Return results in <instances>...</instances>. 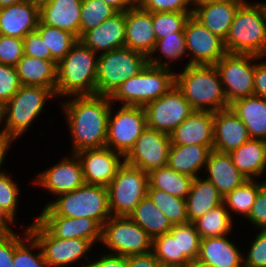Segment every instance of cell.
Instances as JSON below:
<instances>
[{"label":"cell","mask_w":266,"mask_h":267,"mask_svg":"<svg viewBox=\"0 0 266 267\" xmlns=\"http://www.w3.org/2000/svg\"><path fill=\"white\" fill-rule=\"evenodd\" d=\"M69 99V100H68ZM61 102V111L72 139V153L106 147L110 96H69Z\"/></svg>","instance_id":"cell-1"},{"label":"cell","mask_w":266,"mask_h":267,"mask_svg":"<svg viewBox=\"0 0 266 267\" xmlns=\"http://www.w3.org/2000/svg\"><path fill=\"white\" fill-rule=\"evenodd\" d=\"M177 72L175 86L194 111L214 113L229 107L215 65H185L181 72Z\"/></svg>","instance_id":"cell-2"},{"label":"cell","mask_w":266,"mask_h":267,"mask_svg":"<svg viewBox=\"0 0 266 267\" xmlns=\"http://www.w3.org/2000/svg\"><path fill=\"white\" fill-rule=\"evenodd\" d=\"M224 44L227 53L266 57V2L246 0L238 8Z\"/></svg>","instance_id":"cell-3"},{"label":"cell","mask_w":266,"mask_h":267,"mask_svg":"<svg viewBox=\"0 0 266 267\" xmlns=\"http://www.w3.org/2000/svg\"><path fill=\"white\" fill-rule=\"evenodd\" d=\"M98 56L78 40L57 64L56 97L96 95Z\"/></svg>","instance_id":"cell-4"},{"label":"cell","mask_w":266,"mask_h":267,"mask_svg":"<svg viewBox=\"0 0 266 267\" xmlns=\"http://www.w3.org/2000/svg\"><path fill=\"white\" fill-rule=\"evenodd\" d=\"M46 203L38 216L86 217L101 226L111 217L106 186L84 184Z\"/></svg>","instance_id":"cell-5"},{"label":"cell","mask_w":266,"mask_h":267,"mask_svg":"<svg viewBox=\"0 0 266 267\" xmlns=\"http://www.w3.org/2000/svg\"><path fill=\"white\" fill-rule=\"evenodd\" d=\"M57 99L50 89L41 86L22 85L17 93L5 104L4 125L0 138L13 140L21 138L40 116L48 100ZM31 125V126H30Z\"/></svg>","instance_id":"cell-6"},{"label":"cell","mask_w":266,"mask_h":267,"mask_svg":"<svg viewBox=\"0 0 266 267\" xmlns=\"http://www.w3.org/2000/svg\"><path fill=\"white\" fill-rule=\"evenodd\" d=\"M175 72L174 68L147 64L141 72L120 85L110 96L111 102L114 105L119 102L122 106L144 107L175 86Z\"/></svg>","instance_id":"cell-7"},{"label":"cell","mask_w":266,"mask_h":267,"mask_svg":"<svg viewBox=\"0 0 266 267\" xmlns=\"http://www.w3.org/2000/svg\"><path fill=\"white\" fill-rule=\"evenodd\" d=\"M148 64L146 55L121 48L98 56L96 95L111 96L120 85Z\"/></svg>","instance_id":"cell-8"},{"label":"cell","mask_w":266,"mask_h":267,"mask_svg":"<svg viewBox=\"0 0 266 267\" xmlns=\"http://www.w3.org/2000/svg\"><path fill=\"white\" fill-rule=\"evenodd\" d=\"M153 238L129 216H111L102 225L101 244L109 254L141 255L152 252Z\"/></svg>","instance_id":"cell-9"},{"label":"cell","mask_w":266,"mask_h":267,"mask_svg":"<svg viewBox=\"0 0 266 267\" xmlns=\"http://www.w3.org/2000/svg\"><path fill=\"white\" fill-rule=\"evenodd\" d=\"M28 225L29 232L39 242L45 261L49 267H68L71 264L81 265V260L89 261L88 253L95 247L87 239H60L55 237L36 217ZM84 257V258H83Z\"/></svg>","instance_id":"cell-10"},{"label":"cell","mask_w":266,"mask_h":267,"mask_svg":"<svg viewBox=\"0 0 266 267\" xmlns=\"http://www.w3.org/2000/svg\"><path fill=\"white\" fill-rule=\"evenodd\" d=\"M148 173L124 164L107 186L111 216H129L147 195Z\"/></svg>","instance_id":"cell-11"},{"label":"cell","mask_w":266,"mask_h":267,"mask_svg":"<svg viewBox=\"0 0 266 267\" xmlns=\"http://www.w3.org/2000/svg\"><path fill=\"white\" fill-rule=\"evenodd\" d=\"M120 106L116 111L113 108L115 107L113 103L111 105L107 124L106 147L125 157L147 128V121L144 107Z\"/></svg>","instance_id":"cell-12"},{"label":"cell","mask_w":266,"mask_h":267,"mask_svg":"<svg viewBox=\"0 0 266 267\" xmlns=\"http://www.w3.org/2000/svg\"><path fill=\"white\" fill-rule=\"evenodd\" d=\"M215 67L229 104L254 95L255 55L226 53Z\"/></svg>","instance_id":"cell-13"},{"label":"cell","mask_w":266,"mask_h":267,"mask_svg":"<svg viewBox=\"0 0 266 267\" xmlns=\"http://www.w3.org/2000/svg\"><path fill=\"white\" fill-rule=\"evenodd\" d=\"M147 127L170 134L194 110L176 86L166 94L144 106Z\"/></svg>","instance_id":"cell-14"},{"label":"cell","mask_w":266,"mask_h":267,"mask_svg":"<svg viewBox=\"0 0 266 267\" xmlns=\"http://www.w3.org/2000/svg\"><path fill=\"white\" fill-rule=\"evenodd\" d=\"M187 65H215L226 53L224 40L208 30L193 15L184 27Z\"/></svg>","instance_id":"cell-15"},{"label":"cell","mask_w":266,"mask_h":267,"mask_svg":"<svg viewBox=\"0 0 266 267\" xmlns=\"http://www.w3.org/2000/svg\"><path fill=\"white\" fill-rule=\"evenodd\" d=\"M170 145L168 134L147 127L124 157L125 163L149 173L167 165Z\"/></svg>","instance_id":"cell-16"},{"label":"cell","mask_w":266,"mask_h":267,"mask_svg":"<svg viewBox=\"0 0 266 267\" xmlns=\"http://www.w3.org/2000/svg\"><path fill=\"white\" fill-rule=\"evenodd\" d=\"M69 155L70 157L61 158L59 162L54 163L41 173L38 172L32 184L42 187L55 197L84 185L81 162L75 153Z\"/></svg>","instance_id":"cell-17"},{"label":"cell","mask_w":266,"mask_h":267,"mask_svg":"<svg viewBox=\"0 0 266 267\" xmlns=\"http://www.w3.org/2000/svg\"><path fill=\"white\" fill-rule=\"evenodd\" d=\"M75 154L81 162L85 184L107 187L125 162L123 155L109 147L85 149Z\"/></svg>","instance_id":"cell-18"},{"label":"cell","mask_w":266,"mask_h":267,"mask_svg":"<svg viewBox=\"0 0 266 267\" xmlns=\"http://www.w3.org/2000/svg\"><path fill=\"white\" fill-rule=\"evenodd\" d=\"M125 12H118L101 25L86 31L79 41L97 55L125 47Z\"/></svg>","instance_id":"cell-19"},{"label":"cell","mask_w":266,"mask_h":267,"mask_svg":"<svg viewBox=\"0 0 266 267\" xmlns=\"http://www.w3.org/2000/svg\"><path fill=\"white\" fill-rule=\"evenodd\" d=\"M39 5L30 0L0 8V35L23 39L37 30Z\"/></svg>","instance_id":"cell-20"},{"label":"cell","mask_w":266,"mask_h":267,"mask_svg":"<svg viewBox=\"0 0 266 267\" xmlns=\"http://www.w3.org/2000/svg\"><path fill=\"white\" fill-rule=\"evenodd\" d=\"M250 139L245 124L230 107L214 112L213 150L230 154Z\"/></svg>","instance_id":"cell-21"},{"label":"cell","mask_w":266,"mask_h":267,"mask_svg":"<svg viewBox=\"0 0 266 267\" xmlns=\"http://www.w3.org/2000/svg\"><path fill=\"white\" fill-rule=\"evenodd\" d=\"M171 145H214V113L194 111L170 134Z\"/></svg>","instance_id":"cell-22"},{"label":"cell","mask_w":266,"mask_h":267,"mask_svg":"<svg viewBox=\"0 0 266 267\" xmlns=\"http://www.w3.org/2000/svg\"><path fill=\"white\" fill-rule=\"evenodd\" d=\"M125 24V47L148 57L156 42L152 24V12H148L136 5L125 12Z\"/></svg>","instance_id":"cell-23"},{"label":"cell","mask_w":266,"mask_h":267,"mask_svg":"<svg viewBox=\"0 0 266 267\" xmlns=\"http://www.w3.org/2000/svg\"><path fill=\"white\" fill-rule=\"evenodd\" d=\"M36 218L60 239L82 238L94 244L101 243L102 226L96 220L65 216H36Z\"/></svg>","instance_id":"cell-24"},{"label":"cell","mask_w":266,"mask_h":267,"mask_svg":"<svg viewBox=\"0 0 266 267\" xmlns=\"http://www.w3.org/2000/svg\"><path fill=\"white\" fill-rule=\"evenodd\" d=\"M245 1L221 0L206 3L196 7L192 15L213 34L225 41L236 12Z\"/></svg>","instance_id":"cell-25"},{"label":"cell","mask_w":266,"mask_h":267,"mask_svg":"<svg viewBox=\"0 0 266 267\" xmlns=\"http://www.w3.org/2000/svg\"><path fill=\"white\" fill-rule=\"evenodd\" d=\"M82 0H50L39 6L42 24L66 30L80 38Z\"/></svg>","instance_id":"cell-26"},{"label":"cell","mask_w":266,"mask_h":267,"mask_svg":"<svg viewBox=\"0 0 266 267\" xmlns=\"http://www.w3.org/2000/svg\"><path fill=\"white\" fill-rule=\"evenodd\" d=\"M227 234L221 237L201 238L198 260L211 267H244L243 254ZM242 252V253H241Z\"/></svg>","instance_id":"cell-27"},{"label":"cell","mask_w":266,"mask_h":267,"mask_svg":"<svg viewBox=\"0 0 266 267\" xmlns=\"http://www.w3.org/2000/svg\"><path fill=\"white\" fill-rule=\"evenodd\" d=\"M204 172H207L205 178L223 197L247 181L234 165L230 154L215 150L210 152Z\"/></svg>","instance_id":"cell-28"},{"label":"cell","mask_w":266,"mask_h":267,"mask_svg":"<svg viewBox=\"0 0 266 267\" xmlns=\"http://www.w3.org/2000/svg\"><path fill=\"white\" fill-rule=\"evenodd\" d=\"M21 85L50 88L56 94L57 63L23 55L16 65Z\"/></svg>","instance_id":"cell-29"},{"label":"cell","mask_w":266,"mask_h":267,"mask_svg":"<svg viewBox=\"0 0 266 267\" xmlns=\"http://www.w3.org/2000/svg\"><path fill=\"white\" fill-rule=\"evenodd\" d=\"M213 147L203 145H170L167 165L178 173L193 178L204 173L208 157Z\"/></svg>","instance_id":"cell-30"},{"label":"cell","mask_w":266,"mask_h":267,"mask_svg":"<svg viewBox=\"0 0 266 267\" xmlns=\"http://www.w3.org/2000/svg\"><path fill=\"white\" fill-rule=\"evenodd\" d=\"M229 107L245 124L251 139L266 141V99L257 95L239 98Z\"/></svg>","instance_id":"cell-31"},{"label":"cell","mask_w":266,"mask_h":267,"mask_svg":"<svg viewBox=\"0 0 266 267\" xmlns=\"http://www.w3.org/2000/svg\"><path fill=\"white\" fill-rule=\"evenodd\" d=\"M186 209L189 222L193 223L223 203V196L212 182L204 176L194 178L190 191L186 197Z\"/></svg>","instance_id":"cell-32"},{"label":"cell","mask_w":266,"mask_h":267,"mask_svg":"<svg viewBox=\"0 0 266 267\" xmlns=\"http://www.w3.org/2000/svg\"><path fill=\"white\" fill-rule=\"evenodd\" d=\"M234 165L247 180L265 175L266 141L250 139L230 153Z\"/></svg>","instance_id":"cell-33"},{"label":"cell","mask_w":266,"mask_h":267,"mask_svg":"<svg viewBox=\"0 0 266 267\" xmlns=\"http://www.w3.org/2000/svg\"><path fill=\"white\" fill-rule=\"evenodd\" d=\"M129 218L152 238L168 233L173 227L169 219L148 195L136 205Z\"/></svg>","instance_id":"cell-34"},{"label":"cell","mask_w":266,"mask_h":267,"mask_svg":"<svg viewBox=\"0 0 266 267\" xmlns=\"http://www.w3.org/2000/svg\"><path fill=\"white\" fill-rule=\"evenodd\" d=\"M193 180V177L178 173L166 165L148 173V189H158L175 197L186 199Z\"/></svg>","instance_id":"cell-35"},{"label":"cell","mask_w":266,"mask_h":267,"mask_svg":"<svg viewBox=\"0 0 266 267\" xmlns=\"http://www.w3.org/2000/svg\"><path fill=\"white\" fill-rule=\"evenodd\" d=\"M155 53L157 55L159 53V55L157 56ZM186 54L185 33L174 32V35L165 36L155 42L154 49L147 57L148 64L172 69L171 64L179 59H185L184 55ZM162 58H165L164 60L166 61L162 60Z\"/></svg>","instance_id":"cell-36"},{"label":"cell","mask_w":266,"mask_h":267,"mask_svg":"<svg viewBox=\"0 0 266 267\" xmlns=\"http://www.w3.org/2000/svg\"><path fill=\"white\" fill-rule=\"evenodd\" d=\"M152 253L160 265L183 267L189 259L180 253L179 224L168 233L153 238Z\"/></svg>","instance_id":"cell-37"},{"label":"cell","mask_w":266,"mask_h":267,"mask_svg":"<svg viewBox=\"0 0 266 267\" xmlns=\"http://www.w3.org/2000/svg\"><path fill=\"white\" fill-rule=\"evenodd\" d=\"M264 180H247L223 197V204L233 220V212V214L244 216L245 219L248 218L259 190L266 183V179Z\"/></svg>","instance_id":"cell-38"},{"label":"cell","mask_w":266,"mask_h":267,"mask_svg":"<svg viewBox=\"0 0 266 267\" xmlns=\"http://www.w3.org/2000/svg\"><path fill=\"white\" fill-rule=\"evenodd\" d=\"M201 238L221 237L231 234L234 222L222 203L193 222Z\"/></svg>","instance_id":"cell-39"},{"label":"cell","mask_w":266,"mask_h":267,"mask_svg":"<svg viewBox=\"0 0 266 267\" xmlns=\"http://www.w3.org/2000/svg\"><path fill=\"white\" fill-rule=\"evenodd\" d=\"M51 52L52 59L58 64L79 40L66 30L42 24L40 21L36 30Z\"/></svg>","instance_id":"cell-40"},{"label":"cell","mask_w":266,"mask_h":267,"mask_svg":"<svg viewBox=\"0 0 266 267\" xmlns=\"http://www.w3.org/2000/svg\"><path fill=\"white\" fill-rule=\"evenodd\" d=\"M147 195L165 214L172 225L188 223L186 200L158 189H148Z\"/></svg>","instance_id":"cell-41"},{"label":"cell","mask_w":266,"mask_h":267,"mask_svg":"<svg viewBox=\"0 0 266 267\" xmlns=\"http://www.w3.org/2000/svg\"><path fill=\"white\" fill-rule=\"evenodd\" d=\"M118 11L103 0H82L80 13V37L86 32L101 25Z\"/></svg>","instance_id":"cell-42"},{"label":"cell","mask_w":266,"mask_h":267,"mask_svg":"<svg viewBox=\"0 0 266 267\" xmlns=\"http://www.w3.org/2000/svg\"><path fill=\"white\" fill-rule=\"evenodd\" d=\"M13 264L14 267H49L39 242L31 233L15 247Z\"/></svg>","instance_id":"cell-43"},{"label":"cell","mask_w":266,"mask_h":267,"mask_svg":"<svg viewBox=\"0 0 266 267\" xmlns=\"http://www.w3.org/2000/svg\"><path fill=\"white\" fill-rule=\"evenodd\" d=\"M192 14L193 13L152 12V24L156 41L165 36L174 35V32H184L185 23Z\"/></svg>","instance_id":"cell-44"},{"label":"cell","mask_w":266,"mask_h":267,"mask_svg":"<svg viewBox=\"0 0 266 267\" xmlns=\"http://www.w3.org/2000/svg\"><path fill=\"white\" fill-rule=\"evenodd\" d=\"M11 173H3L0 176V207L15 222L18 212L20 187L19 183L13 180Z\"/></svg>","instance_id":"cell-45"},{"label":"cell","mask_w":266,"mask_h":267,"mask_svg":"<svg viewBox=\"0 0 266 267\" xmlns=\"http://www.w3.org/2000/svg\"><path fill=\"white\" fill-rule=\"evenodd\" d=\"M201 236L191 222L179 224V245L180 253H183L189 260L198 258Z\"/></svg>","instance_id":"cell-46"},{"label":"cell","mask_w":266,"mask_h":267,"mask_svg":"<svg viewBox=\"0 0 266 267\" xmlns=\"http://www.w3.org/2000/svg\"><path fill=\"white\" fill-rule=\"evenodd\" d=\"M24 55L23 39L0 35V63L16 67Z\"/></svg>","instance_id":"cell-47"},{"label":"cell","mask_w":266,"mask_h":267,"mask_svg":"<svg viewBox=\"0 0 266 267\" xmlns=\"http://www.w3.org/2000/svg\"><path fill=\"white\" fill-rule=\"evenodd\" d=\"M250 242L247 254H243L244 267H266V230H259Z\"/></svg>","instance_id":"cell-48"},{"label":"cell","mask_w":266,"mask_h":267,"mask_svg":"<svg viewBox=\"0 0 266 267\" xmlns=\"http://www.w3.org/2000/svg\"><path fill=\"white\" fill-rule=\"evenodd\" d=\"M23 235L14 231L0 236V267H14L15 247L30 233L28 228L22 229Z\"/></svg>","instance_id":"cell-49"},{"label":"cell","mask_w":266,"mask_h":267,"mask_svg":"<svg viewBox=\"0 0 266 267\" xmlns=\"http://www.w3.org/2000/svg\"><path fill=\"white\" fill-rule=\"evenodd\" d=\"M21 86L16 68L0 63V100L6 104Z\"/></svg>","instance_id":"cell-50"},{"label":"cell","mask_w":266,"mask_h":267,"mask_svg":"<svg viewBox=\"0 0 266 267\" xmlns=\"http://www.w3.org/2000/svg\"><path fill=\"white\" fill-rule=\"evenodd\" d=\"M139 6L148 12L193 13L189 0H143Z\"/></svg>","instance_id":"cell-51"},{"label":"cell","mask_w":266,"mask_h":267,"mask_svg":"<svg viewBox=\"0 0 266 267\" xmlns=\"http://www.w3.org/2000/svg\"><path fill=\"white\" fill-rule=\"evenodd\" d=\"M24 55L40 59L53 60L51 52L46 46L45 41L37 31L28 33L23 38Z\"/></svg>","instance_id":"cell-52"},{"label":"cell","mask_w":266,"mask_h":267,"mask_svg":"<svg viewBox=\"0 0 266 267\" xmlns=\"http://www.w3.org/2000/svg\"><path fill=\"white\" fill-rule=\"evenodd\" d=\"M246 220L253 224L254 228L266 230V183L259 190Z\"/></svg>","instance_id":"cell-53"},{"label":"cell","mask_w":266,"mask_h":267,"mask_svg":"<svg viewBox=\"0 0 266 267\" xmlns=\"http://www.w3.org/2000/svg\"><path fill=\"white\" fill-rule=\"evenodd\" d=\"M262 58L255 56L254 95L266 99V61H259Z\"/></svg>","instance_id":"cell-54"},{"label":"cell","mask_w":266,"mask_h":267,"mask_svg":"<svg viewBox=\"0 0 266 267\" xmlns=\"http://www.w3.org/2000/svg\"><path fill=\"white\" fill-rule=\"evenodd\" d=\"M127 267H160L159 261L152 252L127 256Z\"/></svg>","instance_id":"cell-55"},{"label":"cell","mask_w":266,"mask_h":267,"mask_svg":"<svg viewBox=\"0 0 266 267\" xmlns=\"http://www.w3.org/2000/svg\"><path fill=\"white\" fill-rule=\"evenodd\" d=\"M103 253H101L99 258L96 259L95 257L94 259V262L99 267H127V257L109 254L105 251Z\"/></svg>","instance_id":"cell-56"},{"label":"cell","mask_w":266,"mask_h":267,"mask_svg":"<svg viewBox=\"0 0 266 267\" xmlns=\"http://www.w3.org/2000/svg\"><path fill=\"white\" fill-rule=\"evenodd\" d=\"M13 143V140L0 138V176L6 172L4 169L2 170L1 168L3 165H5L3 163L6 161V155L8 154L7 151L9 152L10 148L13 146Z\"/></svg>","instance_id":"cell-57"},{"label":"cell","mask_w":266,"mask_h":267,"mask_svg":"<svg viewBox=\"0 0 266 267\" xmlns=\"http://www.w3.org/2000/svg\"><path fill=\"white\" fill-rule=\"evenodd\" d=\"M11 225H15L14 221L0 207V236L14 231Z\"/></svg>","instance_id":"cell-58"},{"label":"cell","mask_w":266,"mask_h":267,"mask_svg":"<svg viewBox=\"0 0 266 267\" xmlns=\"http://www.w3.org/2000/svg\"><path fill=\"white\" fill-rule=\"evenodd\" d=\"M108 5L112 6L118 12H126L128 9L133 8L135 5L131 0H103Z\"/></svg>","instance_id":"cell-59"},{"label":"cell","mask_w":266,"mask_h":267,"mask_svg":"<svg viewBox=\"0 0 266 267\" xmlns=\"http://www.w3.org/2000/svg\"><path fill=\"white\" fill-rule=\"evenodd\" d=\"M183 267H211V266L201 262L198 259H195V260H189Z\"/></svg>","instance_id":"cell-60"},{"label":"cell","mask_w":266,"mask_h":267,"mask_svg":"<svg viewBox=\"0 0 266 267\" xmlns=\"http://www.w3.org/2000/svg\"><path fill=\"white\" fill-rule=\"evenodd\" d=\"M192 9L194 10L196 7L206 4V3H211V2H216V1H221V0H189Z\"/></svg>","instance_id":"cell-61"},{"label":"cell","mask_w":266,"mask_h":267,"mask_svg":"<svg viewBox=\"0 0 266 267\" xmlns=\"http://www.w3.org/2000/svg\"><path fill=\"white\" fill-rule=\"evenodd\" d=\"M22 0H0V8L21 2Z\"/></svg>","instance_id":"cell-62"},{"label":"cell","mask_w":266,"mask_h":267,"mask_svg":"<svg viewBox=\"0 0 266 267\" xmlns=\"http://www.w3.org/2000/svg\"><path fill=\"white\" fill-rule=\"evenodd\" d=\"M4 109H5V104L0 100V125L4 122Z\"/></svg>","instance_id":"cell-63"},{"label":"cell","mask_w":266,"mask_h":267,"mask_svg":"<svg viewBox=\"0 0 266 267\" xmlns=\"http://www.w3.org/2000/svg\"><path fill=\"white\" fill-rule=\"evenodd\" d=\"M79 267H99L92 259V261H86V263H81V266Z\"/></svg>","instance_id":"cell-64"},{"label":"cell","mask_w":266,"mask_h":267,"mask_svg":"<svg viewBox=\"0 0 266 267\" xmlns=\"http://www.w3.org/2000/svg\"><path fill=\"white\" fill-rule=\"evenodd\" d=\"M31 2H33L34 4H37V5H42L50 0H30Z\"/></svg>","instance_id":"cell-65"},{"label":"cell","mask_w":266,"mask_h":267,"mask_svg":"<svg viewBox=\"0 0 266 267\" xmlns=\"http://www.w3.org/2000/svg\"><path fill=\"white\" fill-rule=\"evenodd\" d=\"M131 1L135 6L140 5L143 2V0H131Z\"/></svg>","instance_id":"cell-66"},{"label":"cell","mask_w":266,"mask_h":267,"mask_svg":"<svg viewBox=\"0 0 266 267\" xmlns=\"http://www.w3.org/2000/svg\"><path fill=\"white\" fill-rule=\"evenodd\" d=\"M160 267H179V266H166V265H160Z\"/></svg>","instance_id":"cell-67"}]
</instances>
